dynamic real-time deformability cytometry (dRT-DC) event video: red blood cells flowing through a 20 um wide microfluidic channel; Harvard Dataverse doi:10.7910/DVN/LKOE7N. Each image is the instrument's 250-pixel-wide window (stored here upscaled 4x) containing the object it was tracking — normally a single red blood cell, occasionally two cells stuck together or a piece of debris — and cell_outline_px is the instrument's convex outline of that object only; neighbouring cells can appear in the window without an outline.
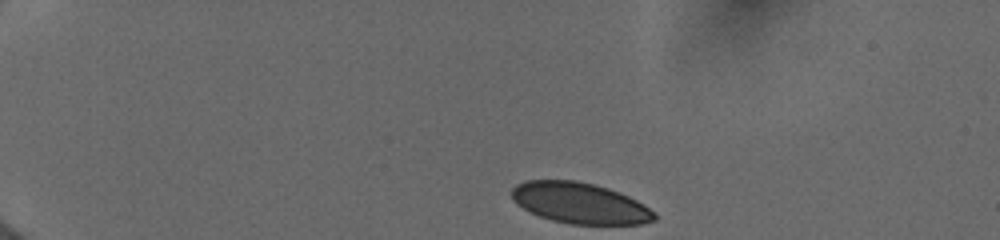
{"species": "human", "species_latin": "Homo sapiens", "temperature_condition": "cold", "stored_images_in_passage": 24, "camera_frame_rate_fps": 3000, "um_per_image_px": 0.085, "donor": {"sex": "female"}, "frame": {"image": 1, "passage_image": 1, "time_ms": 0.0, "image_size_px": [1000, 240], "cell_outline_px": [[656, 220], [644, 224], [568, 224], [552, 220], [528, 212], [516, 204], [512, 200], [512, 188], [516, 184], [524, 180], [572, 180], [592, 184], [608, 188], [628, 196], [644, 204], [656, 212]], "centroid_in_image_um": [49.28, 17.27], "position_along_channel_um": 35.7, "area_um2": 34.22}}
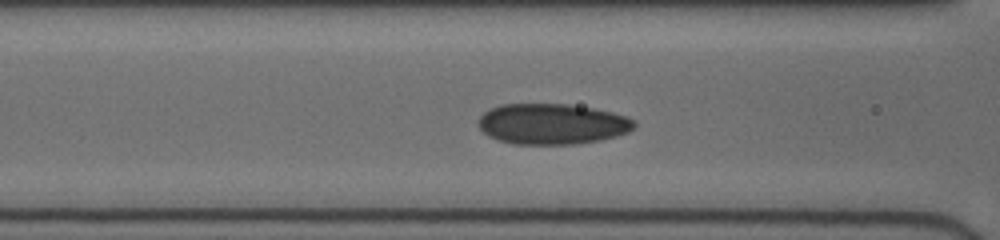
{"frame": {"image": 2, "passage_image": 17, "time_ms": 4.333, "image_size_px": [1000, 240], "cell_outline_px": [[636, 124], [628, 132], [616, 136], [600, 140], [572, 144], [512, 144], [496, 140], [488, 136], [476, 124], [480, 116], [488, 108], [500, 104], [568, 104], [592, 108], [612, 112], [636, 120]], "centroid_in_image_um": [46.88, 10.53], "position_along_channel_um": 119.7, "area_um2": 37.17}}
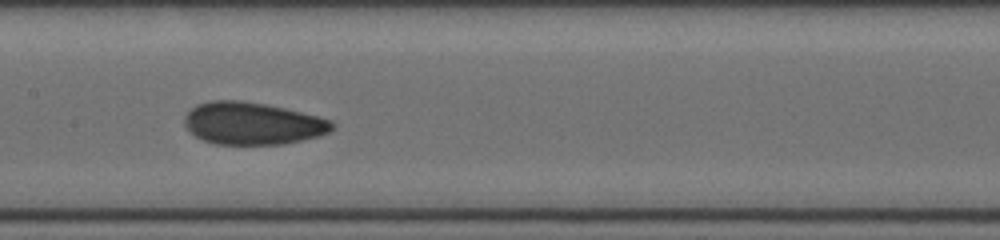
{"frame": {"image": 3, "passage_image": 23, "time_ms": 6.0, "image_size_px": [1000, 240], "cell_outline_px": [[336, 124], [328, 132], [320, 136], [284, 144], [216, 144], [204, 140], [196, 136], [184, 124], [184, 116], [196, 104], [212, 100], [240, 100], [264, 104], [284, 108], [332, 120]], "centroid_in_image_um": [21.46, 10.49], "position_along_channel_um": 185.9, "area_um2": 36.24}}